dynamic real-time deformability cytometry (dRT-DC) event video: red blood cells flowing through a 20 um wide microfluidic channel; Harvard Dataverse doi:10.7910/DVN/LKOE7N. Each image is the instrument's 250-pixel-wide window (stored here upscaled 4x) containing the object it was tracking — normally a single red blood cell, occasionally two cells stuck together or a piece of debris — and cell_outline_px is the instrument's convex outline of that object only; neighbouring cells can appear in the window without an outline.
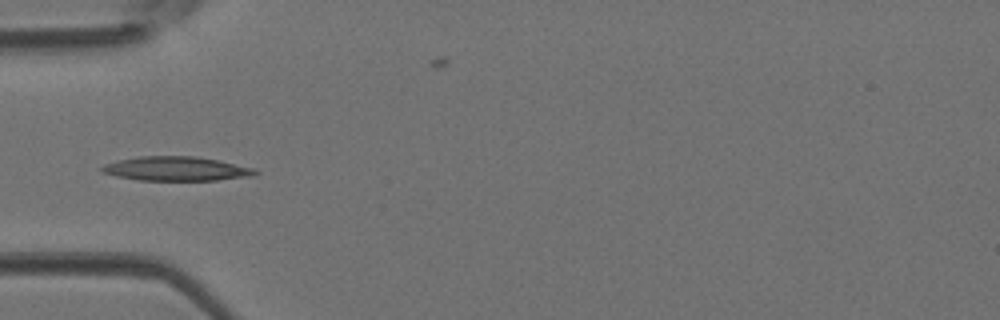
{"species": "Egyptian fruit bat (a non-hibernating species)", "species_latin": "Rousettus aegyptiacus", "temperature_condition": "room temperature", "stored_images_in_passage": 6, "camera_frame_rate_fps": 3000, "um_per_image_px": 0.085, "animal": {"sex": "female"}, "frame": {"image": 1, "passage_image": 1, "time_ms": 0.0, "image_size_px": [1000, 320], "cell_outline_px": [[260, 172], [252, 176], [216, 180], [140, 180], [116, 176], [100, 172], [100, 168], [104, 164], [116, 160], [140, 156], [196, 156], [220, 160], [256, 168]], "centroid_in_image_um": [14.99, 14.33], "position_along_channel_um": 70.0, "area_um2": 21.85}}
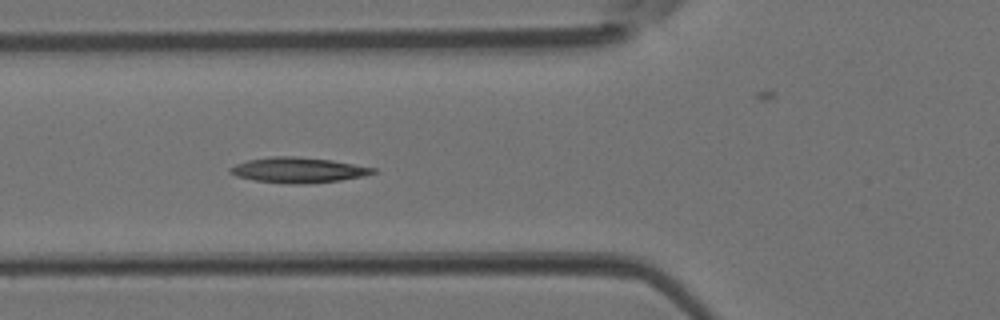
{"frame": {"image": 2, "passage_image": 3, "time_ms": 0.667, "image_size_px": [1000, 320], "cell_outline_px": [[380, 172], [364, 176], [340, 180], [308, 184], [288, 184], [252, 180], [236, 176], [228, 172], [228, 168], [236, 164], [248, 160], [272, 156], [296, 156], [332, 160], [376, 168]], "centroid_in_image_um": [25.36, 14.46], "position_along_channel_um": 100.4, "area_um2": 21.39}}
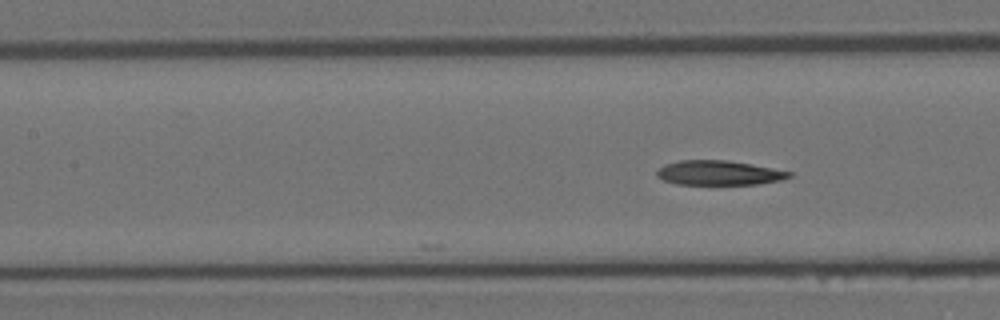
{"frame": {"image": 3, "passage_image": 6, "time_ms": 1.667, "image_size_px": [1000, 320], "cell_outline_px": [[792, 176], [780, 180], [760, 184], [676, 184], [664, 180], [656, 176], [656, 172], [664, 164], [680, 160], [724, 160], [752, 164], [792, 172]], "centroid_in_image_um": [61.1, 14.69], "position_along_channel_um": 146.3, "area_um2": 18.84}}